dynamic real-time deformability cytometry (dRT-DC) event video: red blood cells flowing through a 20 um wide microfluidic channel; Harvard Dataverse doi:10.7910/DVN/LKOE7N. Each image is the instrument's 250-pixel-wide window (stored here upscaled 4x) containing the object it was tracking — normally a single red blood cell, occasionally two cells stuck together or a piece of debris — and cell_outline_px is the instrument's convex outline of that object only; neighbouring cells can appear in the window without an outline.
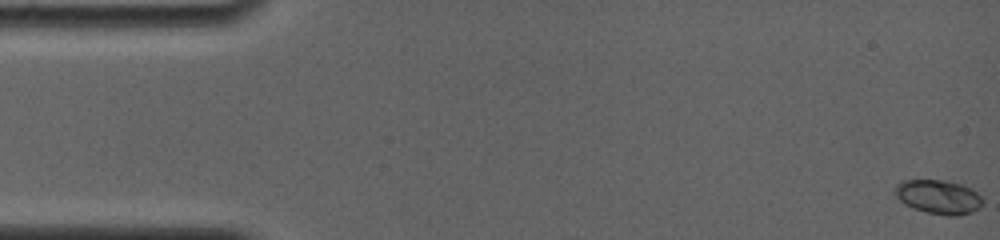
{"species": "common noctule bat (a hibernating species)", "species_latin": "Nyctalus noctula", "temperature_condition": "room temperature", "stored_images_in_passage": 74, "camera_frame_rate_fps": 4000, "um_per_image_px": 0.085, "animal": {"sex": "female", "body_mass_g": 19.0, "forearm_length_mm": 56.7}, "frame": {"image": 1, "passage_image": 1, "time_ms": 0.0, "image_size_px": [1000, 240], "cell_outline_px": [[984, 200], [972, 212], [960, 216], [948, 216], [928, 212], [912, 208], [904, 204], [892, 192], [892, 188], [896, 184], [904, 180], [944, 180], [960, 184], [972, 188]], "centroid_in_image_um": [79.72, 16.73], "position_along_channel_um": 5.3, "area_um2": 17.51}}
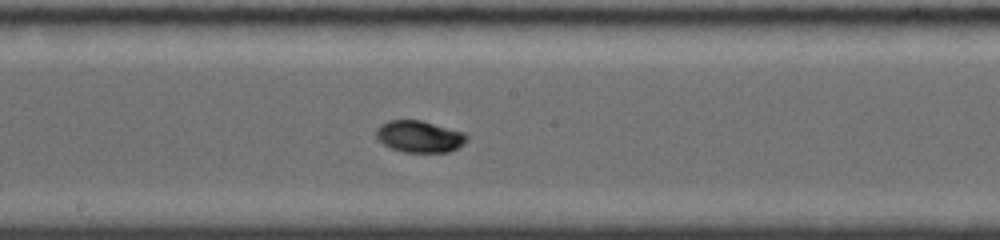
{"frame": {"image": 2, "passage_image": 42, "time_ms": 9.0, "image_size_px": [1000, 240], "cell_outline_px": [[468, 140], [464, 144], [448, 152], [404, 152], [392, 148], [384, 144], [376, 136], [376, 132], [388, 120], [420, 120], [464, 132], [468, 136]], "centroid_in_image_um": [35.71, 11.61], "position_along_channel_um": 212.5, "area_um2": 16.47}}
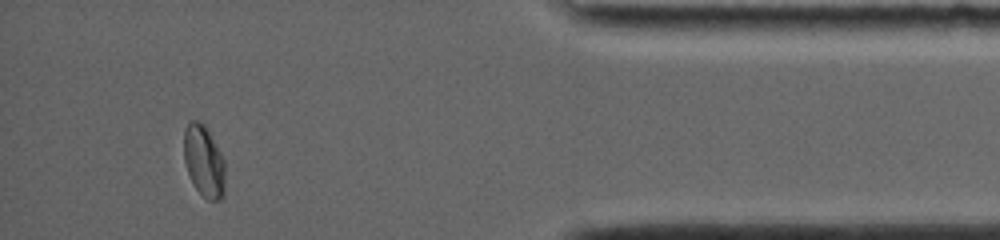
{"frame": {"image": 3, "passage_image": 71, "time_ms": 15.25, "image_size_px": [1000, 240], "cell_outline_px": [[224, 196], [220, 200], [208, 200], [196, 188], [188, 172], [184, 160], [184, 128], [188, 120], [200, 120], [208, 132], [220, 152], [224, 160]], "centroid_in_image_um": [17.32, 13.68], "position_along_channel_um": 417.9, "area_um2": 16.99}, "authors_computed_cell_mechanics": {"area_um2": 16.184, "velocity_mm_per_s": 3.8106, "shape_relaxation_time_tau1_ms": 4.2642, "shape_relaxation_time_tau2_ms": 6.3101, "deformation_change_tau1": 0.1186, "deformation_change_tau2": 0.0355}}